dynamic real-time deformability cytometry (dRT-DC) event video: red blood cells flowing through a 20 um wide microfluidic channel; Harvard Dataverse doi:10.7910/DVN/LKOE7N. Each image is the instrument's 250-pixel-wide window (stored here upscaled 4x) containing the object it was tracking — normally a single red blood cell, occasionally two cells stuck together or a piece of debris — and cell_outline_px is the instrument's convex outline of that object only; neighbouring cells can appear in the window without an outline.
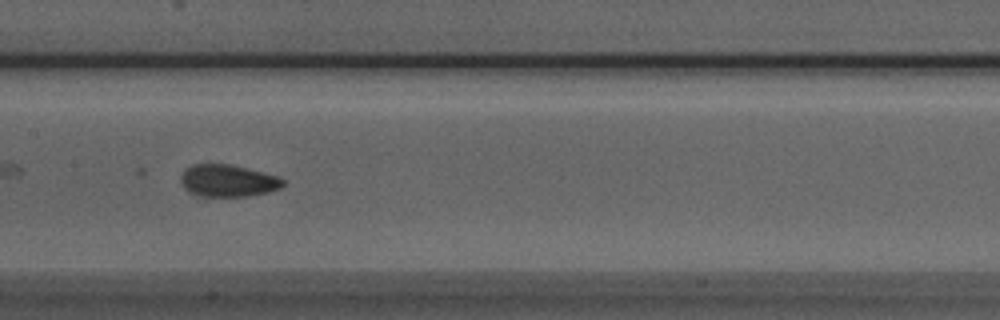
{"species": "Egyptian fruit bat (a non-hibernating species)", "species_latin": "Rousettus aegyptiacus", "temperature_condition": "room temperature", "stored_images_in_passage": 45, "camera_frame_rate_fps": 3000, "um_per_image_px": 0.085, "animal": {"sex": "male"}, "frame": {"image": 1, "passage_image": 24, "time_ms": 7.667, "image_size_px": [1000, 320], "cell_outline_px": [[284, 184], [280, 188], [268, 192], [248, 196], [200, 196], [188, 192], [180, 184], [180, 176], [184, 168], [192, 164], [228, 164], [276, 176], [284, 180]], "centroid_in_image_um": [19.29, 15.36], "position_along_channel_um": 188.1, "area_um2": 19.07}}